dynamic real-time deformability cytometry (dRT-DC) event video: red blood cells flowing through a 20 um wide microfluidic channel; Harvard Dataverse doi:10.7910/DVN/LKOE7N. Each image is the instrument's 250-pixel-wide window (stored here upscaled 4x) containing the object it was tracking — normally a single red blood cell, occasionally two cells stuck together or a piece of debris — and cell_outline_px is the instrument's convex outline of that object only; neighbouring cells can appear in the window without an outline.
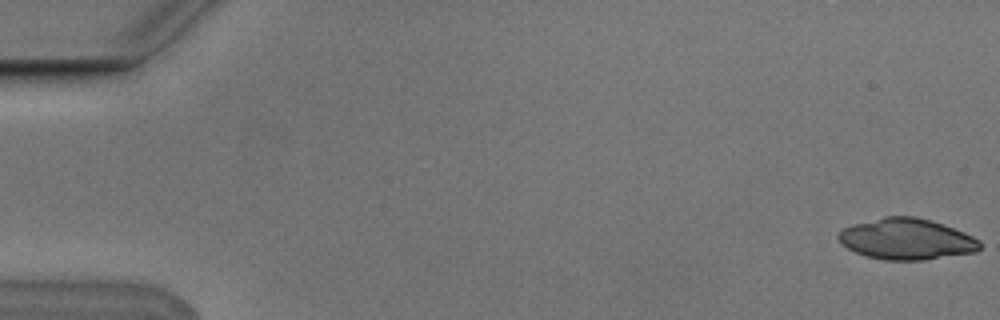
{"species": "Egyptian fruit bat (a non-hibernating species)", "species_latin": "Rousettus aegyptiacus", "temperature_condition": "cold", "stored_images_in_passage": 5, "camera_frame_rate_fps": 3000, "um_per_image_px": 0.085, "animal": {"sex": "male"}, "frame": {"image": 1, "passage_image": 1, "time_ms": 0.0, "image_size_px": [1000, 320], "cell_outline_px": [[980, 248], [976, 252], [924, 260], [884, 260], [864, 256], [848, 248], [836, 236], [844, 228], [852, 224], [884, 216], [916, 216], [944, 224], [964, 232], [980, 240]], "centroid_in_image_um": [77.07, 20.32], "position_along_channel_um": 7.9, "area_um2": 33.93}}